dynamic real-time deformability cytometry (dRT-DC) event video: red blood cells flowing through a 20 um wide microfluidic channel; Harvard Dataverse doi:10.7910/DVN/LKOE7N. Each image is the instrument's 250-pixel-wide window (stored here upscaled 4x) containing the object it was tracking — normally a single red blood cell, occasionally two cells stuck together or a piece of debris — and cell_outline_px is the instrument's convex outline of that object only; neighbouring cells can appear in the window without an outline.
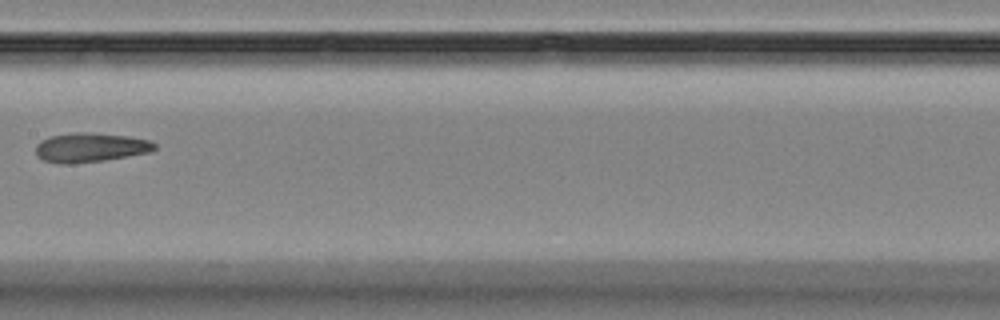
{"species": "Egyptian fruit bat (a non-hibernating species)", "species_latin": "Rousettus aegyptiacus", "temperature_condition": "room temperature", "stored_images_in_passage": 7, "camera_frame_rate_fps": 3000, "um_per_image_px": 0.085, "animal": {"sex": "female"}, "frame": {"image": 1, "passage_image": 5, "time_ms": 4.667, "image_size_px": [1000, 320], "cell_outline_px": [[156, 148], [152, 152], [104, 160], [72, 164], [60, 164], [44, 160], [36, 156], [36, 144], [40, 140], [48, 136], [76, 132], [84, 132], [128, 136], [148, 140], [156, 144]], "centroid_in_image_um": [7.65, 12.54], "position_along_channel_um": 199.7, "area_um2": 20.4}}
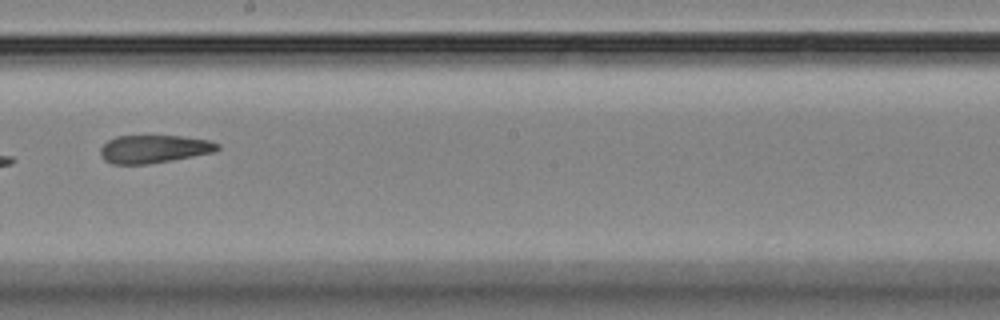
{"frame": {"image": 2, "passage_image": 6, "time_ms": 5.667, "image_size_px": [1000, 320], "cell_outline_px": [[220, 148], [216, 152], [172, 160], [148, 164], [112, 164], [104, 160], [100, 156], [100, 148], [108, 140], [116, 136], [184, 136], [208, 140], [220, 144]], "centroid_in_image_um": [13.09, 12.67], "position_along_channel_um": 235.1, "area_um2": 19.25}}
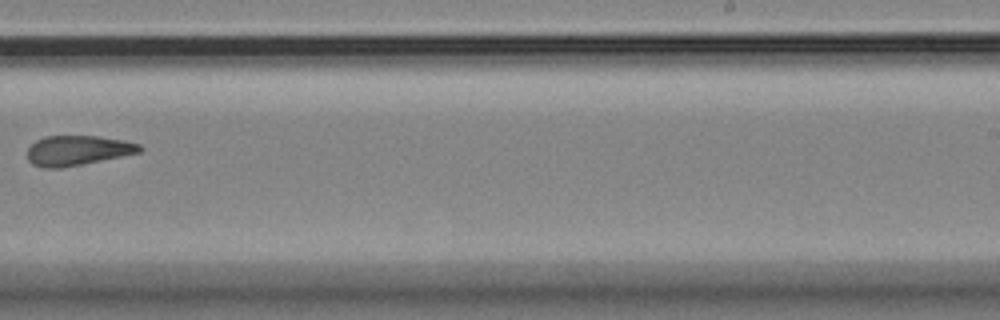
{"frame": {"image": 3, "passage_image": 7, "time_ms": 7.0, "image_size_px": [1000, 320], "cell_outline_px": [[144, 148], [140, 152], [84, 164], [60, 168], [44, 168], [32, 164], [28, 160], [28, 148], [36, 140], [44, 136], [100, 136], [124, 140], [140, 144]], "centroid_in_image_um": [6.6, 12.78], "position_along_channel_um": 282.4, "area_um2": 19.65}}